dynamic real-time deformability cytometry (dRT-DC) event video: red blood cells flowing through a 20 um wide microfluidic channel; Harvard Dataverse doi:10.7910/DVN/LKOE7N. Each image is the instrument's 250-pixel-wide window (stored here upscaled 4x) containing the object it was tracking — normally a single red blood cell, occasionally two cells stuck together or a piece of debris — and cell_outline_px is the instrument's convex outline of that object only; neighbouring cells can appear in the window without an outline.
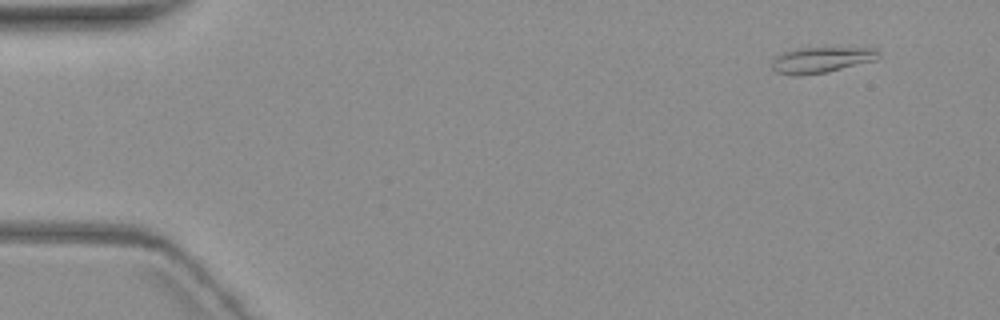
{"species": "common noctule bat (a hibernating species)", "species_latin": "Nyctalus noctula", "temperature_condition": "warm", "stored_images_in_passage": 8, "camera_frame_rate_fps": 3000, "um_per_image_px": 0.085, "animal": {"sex": "female", "body_mass_g": 19.3, "forearm_length_mm": 54.1}, "frame": {"image": 1, "passage_image": 1, "time_ms": 0.0, "image_size_px": [1000, 320], "cell_outline_px": [[880, 56], [876, 60], [828, 72], [800, 76], [796, 76], [776, 72], [772, 68], [772, 60], [776, 56], [784, 52], [800, 48], [876, 48], [880, 52]], "centroid_in_image_um": [69.83, 5.1], "position_along_channel_um": 15.2, "area_um2": 16.07}}
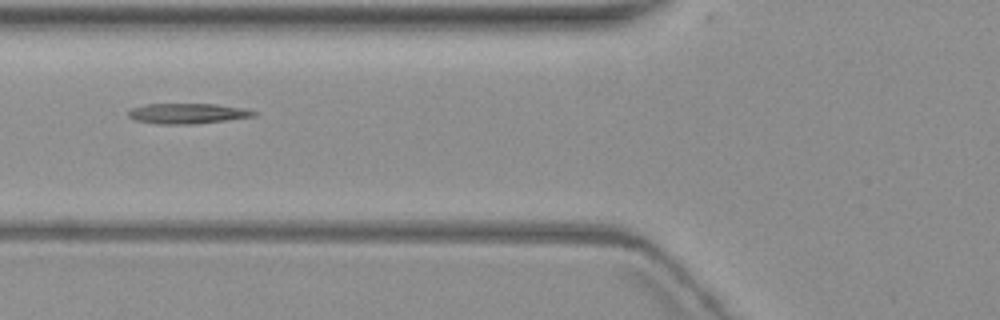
{"frame": {"image": 2, "passage_image": 6, "time_ms": 6.0, "image_size_px": [1000, 320], "cell_outline_px": [[256, 116], [192, 124], [160, 124], [136, 120], [128, 116], [128, 112], [132, 108], [148, 104], [216, 104], [240, 108], [256, 112]], "centroid_in_image_um": [15.9, 9.64], "position_along_channel_um": 109.9, "area_um2": 14.51}}
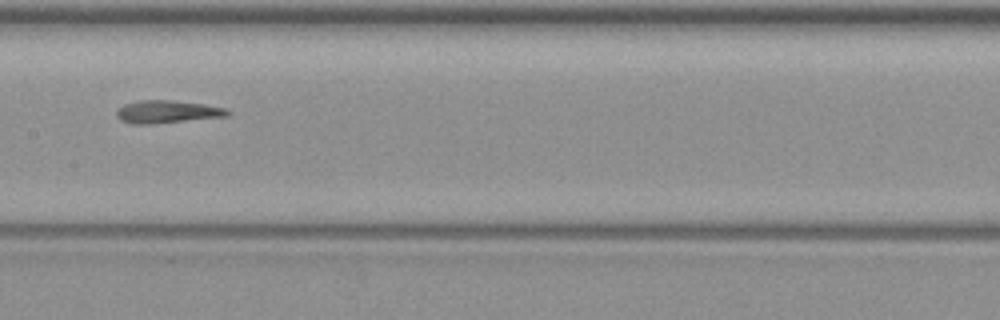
{"frame": {"image": 3, "passage_image": 8, "time_ms": 8.333, "image_size_px": [1000, 320], "cell_outline_px": [[232, 112], [228, 116], [152, 124], [132, 124], [120, 120], [116, 116], [116, 112], [124, 104], [140, 100], [172, 100], [204, 104], [224, 108]], "centroid_in_image_um": [14.2, 9.5], "position_along_channel_um": 193.2, "area_um2": 14.68}}